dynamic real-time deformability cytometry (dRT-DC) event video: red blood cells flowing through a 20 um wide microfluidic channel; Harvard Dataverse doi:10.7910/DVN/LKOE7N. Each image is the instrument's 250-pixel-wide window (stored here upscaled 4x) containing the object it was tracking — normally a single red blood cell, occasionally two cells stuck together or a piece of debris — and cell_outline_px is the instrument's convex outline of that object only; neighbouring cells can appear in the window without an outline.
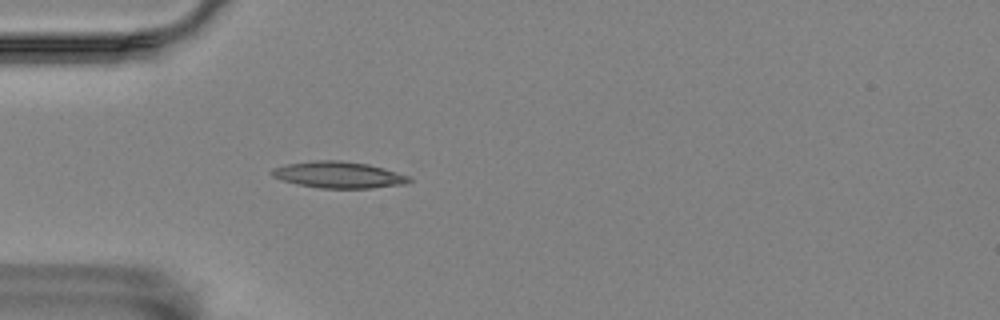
{"species": "Egyptian fruit bat (a non-hibernating species)", "species_latin": "Rousettus aegyptiacus", "temperature_condition": "room temperature", "stored_images_in_passage": 31, "camera_frame_rate_fps": 3000, "um_per_image_px": 0.085, "animal": {"sex": "female"}, "frame": {"image": 1, "passage_image": 17, "time_ms": 5.333, "image_size_px": [1000, 320], "cell_outline_px": [[412, 180], [404, 184], [372, 188], [320, 188], [296, 184], [280, 180], [272, 176], [268, 172], [272, 168], [288, 164], [312, 160], [340, 160], [368, 164], [384, 168], [408, 176]], "centroid_in_image_um": [28.72, 14.86], "position_along_channel_um": 56.3, "area_um2": 21.27}}
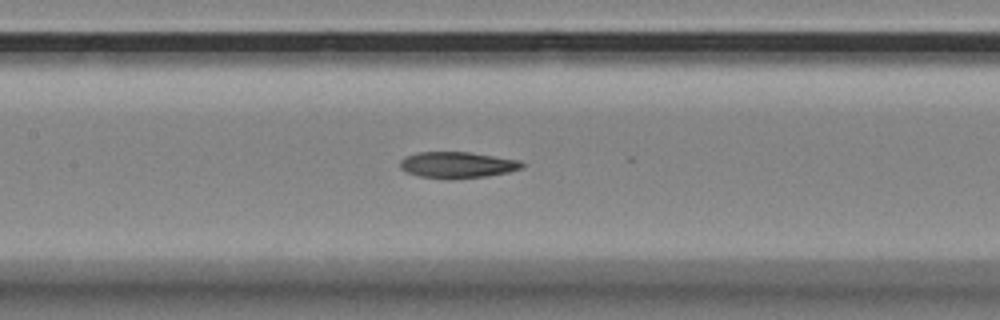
{"frame": {"image": 2, "passage_image": 27, "time_ms": 8.667, "image_size_px": [1000, 320], "cell_outline_px": [[524, 168], [508, 172], [484, 176], [452, 180], [448, 180], [420, 176], [404, 172], [400, 168], [400, 160], [404, 156], [416, 152], [468, 152], [520, 160], [524, 164]], "centroid_in_image_um": [38.83, 14.02], "position_along_channel_um": 168.6, "area_um2": 18.9}}
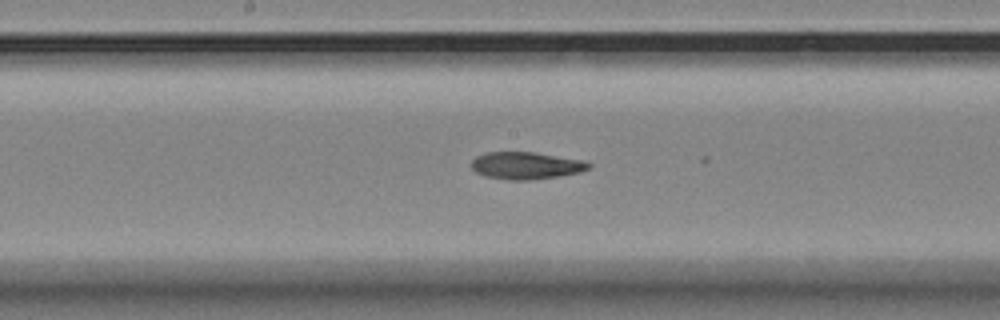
{"frame": {"image": 3, "passage_image": 30, "time_ms": 9.667, "image_size_px": [1000, 320], "cell_outline_px": [[592, 168], [580, 172], [560, 176], [532, 180], [512, 180], [484, 176], [476, 172], [468, 164], [476, 156], [488, 152], [532, 152], [584, 160], [592, 164]], "centroid_in_image_um": [44.72, 14.07], "position_along_channel_um": 203.5, "area_um2": 18.79}}